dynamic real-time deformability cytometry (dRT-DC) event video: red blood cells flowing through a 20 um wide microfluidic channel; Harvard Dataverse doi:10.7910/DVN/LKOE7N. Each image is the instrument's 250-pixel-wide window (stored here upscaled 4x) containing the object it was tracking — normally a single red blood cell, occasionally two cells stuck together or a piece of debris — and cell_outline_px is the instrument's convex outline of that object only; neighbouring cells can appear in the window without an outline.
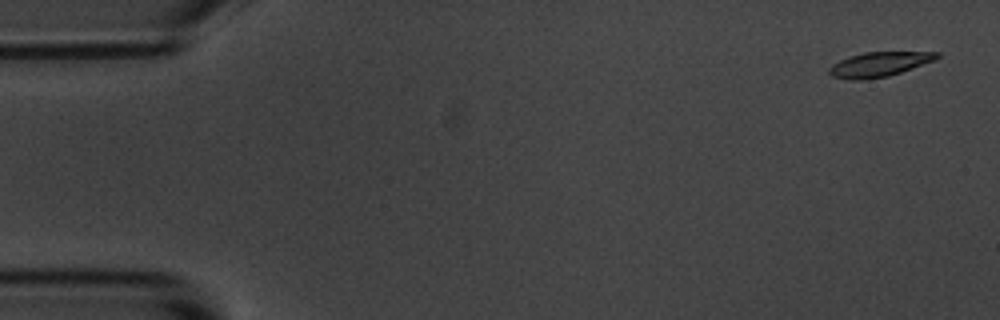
{"species": "common noctule bat (a hibernating species)", "species_latin": "Nyctalus noctula", "temperature_condition": "room temperature", "stored_images_in_passage": 5, "camera_frame_rate_fps": 3000, "um_per_image_px": 0.085, "animal": {"sex": "male", "body_mass_g": 20.1, "forearm_length_mm": 53.5}, "frame": {"image": 1, "passage_image": 1, "time_ms": 0.0, "image_size_px": [1000, 320], "cell_outline_px": [[940, 56], [936, 60], [888, 76], [860, 80], [848, 80], [832, 76], [828, 72], [828, 68], [832, 64], [848, 56], [864, 52], [940, 52]], "centroid_in_image_um": [74.7, 5.46], "position_along_channel_um": 10.3, "area_um2": 15.49}}
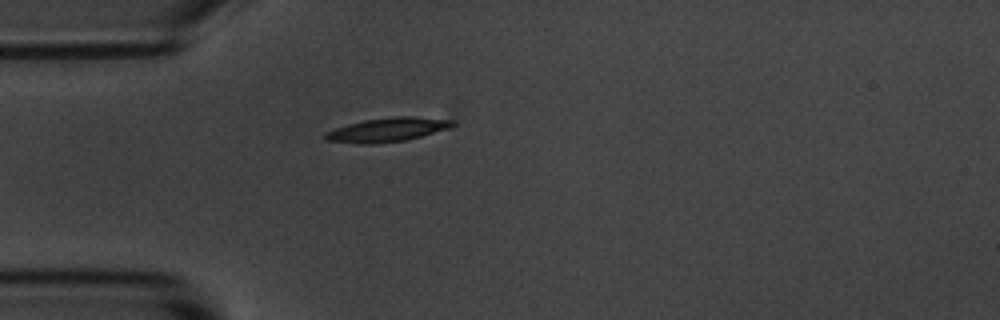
{"frame": {"image": 2, "passage_image": 5, "time_ms": 4.333, "image_size_px": [1000, 320], "cell_outline_px": [[456, 124], [448, 128], [420, 136], [404, 140], [376, 144], [360, 144], [324, 140], [320, 136], [324, 132], [348, 124], [364, 120], [392, 116], [412, 116], [452, 120]], "centroid_in_image_um": [32.84, 11.03], "position_along_channel_um": 52.2, "area_um2": 17.8}}